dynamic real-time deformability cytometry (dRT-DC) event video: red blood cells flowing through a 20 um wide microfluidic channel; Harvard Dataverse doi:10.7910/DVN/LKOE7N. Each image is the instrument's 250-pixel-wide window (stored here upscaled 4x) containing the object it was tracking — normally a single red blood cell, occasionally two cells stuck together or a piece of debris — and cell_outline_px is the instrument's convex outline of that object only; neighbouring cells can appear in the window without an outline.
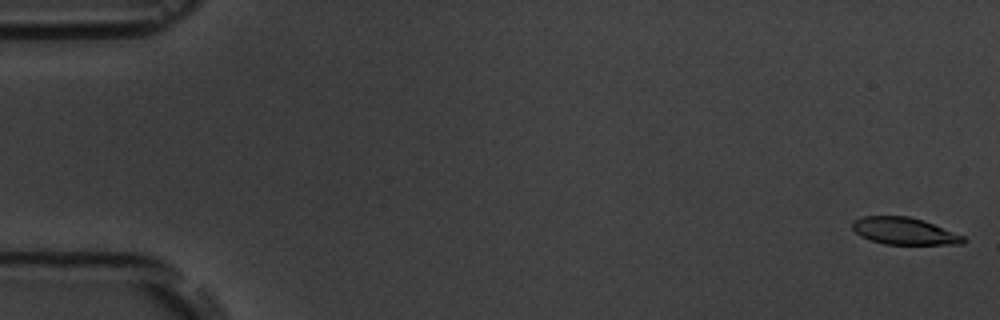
{"species": "common noctule bat (a hibernating species)", "species_latin": "Nyctalus noctula", "temperature_condition": "room temperature", "stored_images_in_passage": 6, "camera_frame_rate_fps": 3000, "um_per_image_px": 0.085, "animal": {"sex": "male", "body_mass_g": 19.5, "forearm_length_mm": 54.6}, "frame": {"image": 1, "passage_image": 1, "time_ms": 0.0, "image_size_px": [1000, 320], "cell_outline_px": [[968, 240], [964, 244], [884, 244], [860, 236], [852, 228], [852, 220], [864, 216], [908, 216], [924, 220], [964, 236]], "centroid_in_image_um": [76.87, 19.64], "position_along_channel_um": 8.1, "area_um2": 17.51}}
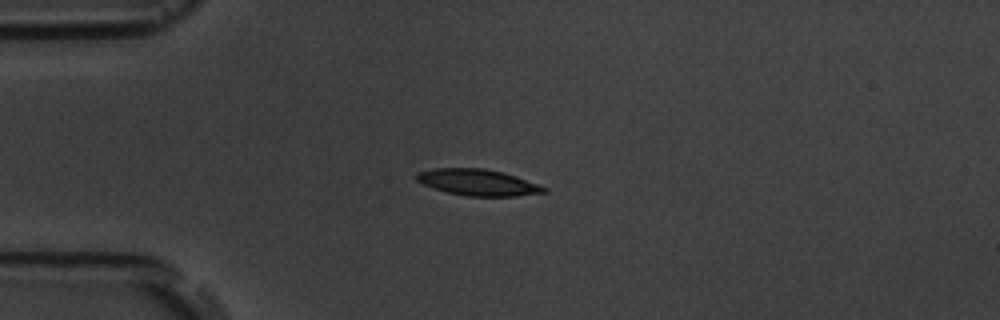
{"frame": {"image": 2, "passage_image": 5, "time_ms": 4.333, "image_size_px": [1000, 320], "cell_outline_px": [[548, 192], [516, 196], [468, 196], [448, 192], [424, 184], [416, 180], [416, 172], [432, 168], [484, 168], [500, 172], [548, 188]], "centroid_in_image_um": [40.58, 15.5], "position_along_channel_um": 44.4, "area_um2": 19.13}}